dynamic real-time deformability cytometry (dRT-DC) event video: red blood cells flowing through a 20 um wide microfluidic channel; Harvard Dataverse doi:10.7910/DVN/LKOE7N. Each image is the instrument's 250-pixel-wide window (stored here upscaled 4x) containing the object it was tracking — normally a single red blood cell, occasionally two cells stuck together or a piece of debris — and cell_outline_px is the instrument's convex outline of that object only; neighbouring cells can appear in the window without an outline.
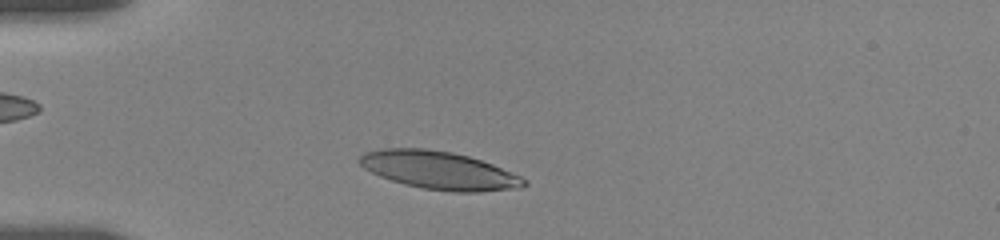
{"species": "human", "species_latin": "Homo sapiens", "temperature_condition": "room temperature", "stored_images_in_passage": 41, "camera_frame_rate_fps": 3000, "um_per_image_px": 0.085, "donor": {"sex": "female"}, "frame": {"image": 1, "passage_image": 6, "time_ms": 1.667, "image_size_px": [1000, 240], "cell_outline_px": [[528, 184], [520, 188], [480, 192], [452, 192], [424, 188], [404, 184], [380, 176], [364, 168], [360, 164], [360, 156], [364, 152], [384, 148], [424, 148], [452, 152], [468, 156], [492, 164], [520, 176], [528, 180]], "centroid_in_image_um": [37.35, 14.48], "position_along_channel_um": 47.7, "area_um2": 36.24}}
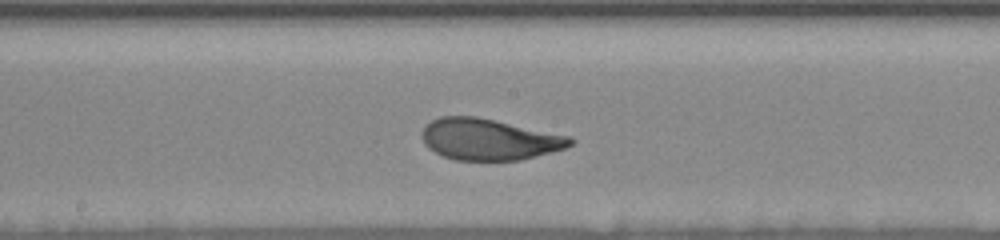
{"frame": {"image": 2, "passage_image": 21, "time_ms": 6.667, "image_size_px": [1000, 240], "cell_outline_px": [[576, 140], [568, 148], [520, 160], [456, 160], [444, 156], [428, 148], [424, 144], [420, 136], [420, 132], [432, 120], [440, 116], [476, 116], [496, 120], [572, 136]], "centroid_in_image_um": [41.6, 11.84], "position_along_channel_um": 206.6, "area_um2": 36.01}}
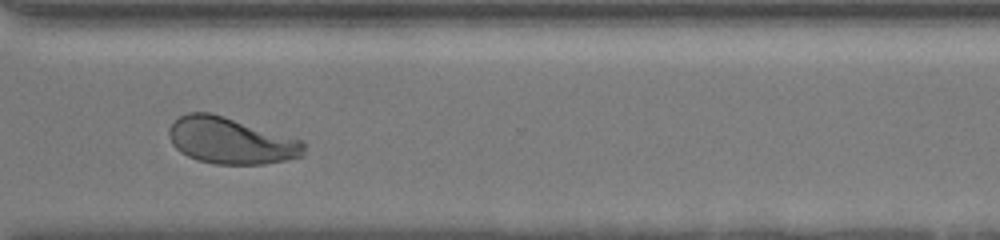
{"frame": {"image": 3, "passage_image": 33, "time_ms": 10.667, "image_size_px": [1000, 240], "cell_outline_px": [[308, 144], [304, 156], [264, 164], [216, 164], [196, 160], [180, 152], [172, 144], [168, 136], [168, 128], [180, 116], [188, 112], [212, 112], [304, 140]], "centroid_in_image_um": [19.65, 11.95], "position_along_channel_um": 350.9, "area_um2": 37.05}, "authors_computed_cell_mechanics": {"area_um2": 36.1828, "velocity_mm_per_s": 3.6171, "shape_relaxation_time_tau1_ms": 3.6366, "shape_relaxation_time_tau2_ms": null, "deformation_change_tau1": 0.1638, "deformation_change_tau2": null}}